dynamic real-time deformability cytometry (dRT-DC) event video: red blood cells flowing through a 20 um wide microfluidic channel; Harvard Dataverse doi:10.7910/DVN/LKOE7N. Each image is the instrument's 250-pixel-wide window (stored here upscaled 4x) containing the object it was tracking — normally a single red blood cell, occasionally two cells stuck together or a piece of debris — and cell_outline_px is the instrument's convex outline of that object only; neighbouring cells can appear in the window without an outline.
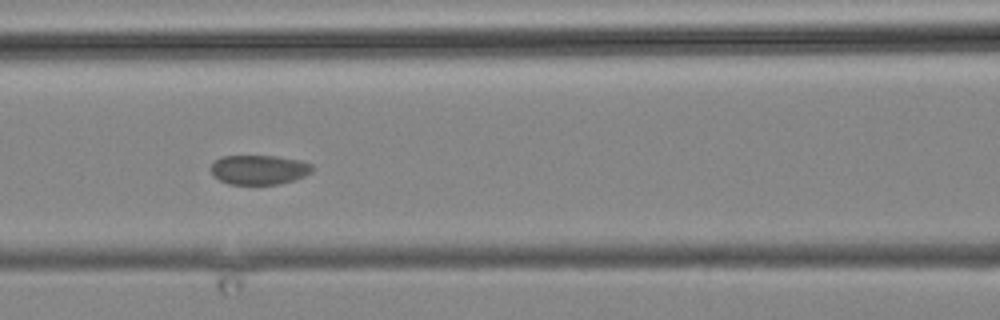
{"species": "common noctule bat (a hibernating species)", "species_latin": "Nyctalus noctula", "temperature_condition": "cold", "stored_images_in_passage": 6, "camera_frame_rate_fps": 3000, "um_per_image_px": 0.085, "animal": {"sex": "male", "body_mass_g": 19.2, "forearm_length_mm": 51.8}, "frame": {"image": 1, "passage_image": 5, "time_ms": 5.333, "image_size_px": [1000, 320], "cell_outline_px": [[312, 172], [296, 180], [280, 184], [228, 184], [212, 176], [212, 164], [220, 156], [276, 156], [300, 160], [312, 164]], "centroid_in_image_um": [22.03, 14.43], "position_along_channel_um": 144.6, "area_um2": 17.51}}
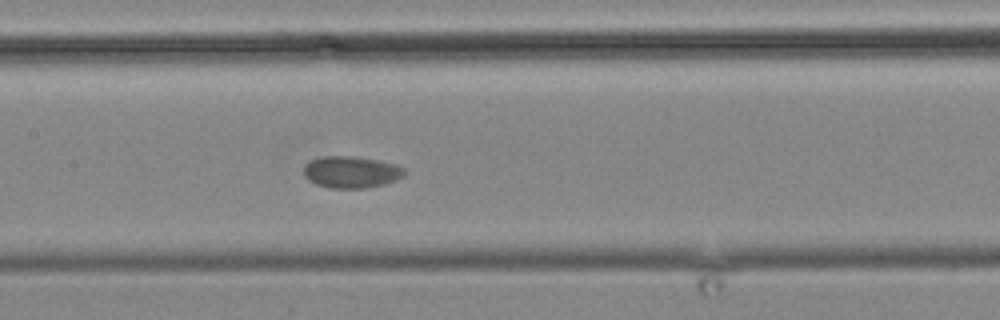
{"frame": {"image": 2, "passage_image": 6, "time_ms": 6.333, "image_size_px": [1000, 320], "cell_outline_px": [[408, 172], [404, 176], [396, 180], [384, 184], [368, 188], [332, 188], [316, 184], [308, 180], [304, 176], [304, 164], [308, 160], [320, 156], [356, 156], [396, 164], [404, 168]], "centroid_in_image_um": [29.85, 14.62], "position_along_channel_um": 177.6, "area_um2": 18.96}}